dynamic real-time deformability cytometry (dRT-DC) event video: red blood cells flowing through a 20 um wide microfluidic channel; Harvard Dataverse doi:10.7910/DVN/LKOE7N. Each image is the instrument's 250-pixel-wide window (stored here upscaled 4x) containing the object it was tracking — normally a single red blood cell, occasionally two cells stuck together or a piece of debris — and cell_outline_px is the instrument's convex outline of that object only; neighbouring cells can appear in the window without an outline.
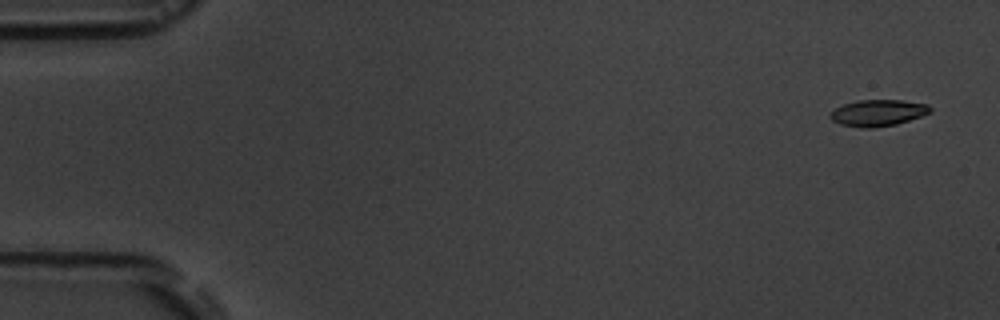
{"species": "common noctule bat (a hibernating species)", "species_latin": "Nyctalus noctula", "temperature_condition": "room temperature", "stored_images_in_passage": 5, "camera_frame_rate_fps": 3000, "um_per_image_px": 0.085, "animal": {"sex": "male", "body_mass_g": 19.5, "forearm_length_mm": 54.6}, "frame": {"image": 1, "passage_image": 1, "time_ms": 0.0, "image_size_px": [1000, 320], "cell_outline_px": [[932, 112], [896, 124], [872, 128], [864, 128], [840, 124], [832, 120], [828, 116], [836, 108], [844, 104], [856, 100], [900, 100], [928, 104], [932, 108]], "centroid_in_image_um": [74.63, 9.59], "position_along_channel_um": 10.4, "area_um2": 15.32}}
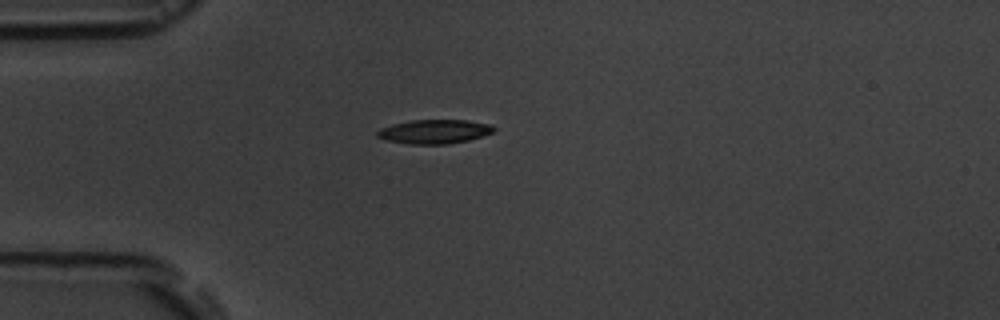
{"frame": {"image": 2, "passage_image": 5, "time_ms": 4.333, "image_size_px": [1000, 320], "cell_outline_px": [[496, 128], [492, 132], [468, 140], [448, 144], [408, 144], [384, 140], [376, 136], [376, 132], [380, 128], [392, 124], [412, 120], [468, 120], [492, 124]], "centroid_in_image_um": [36.89, 11.18], "position_along_channel_um": 48.1, "area_um2": 16.42}}